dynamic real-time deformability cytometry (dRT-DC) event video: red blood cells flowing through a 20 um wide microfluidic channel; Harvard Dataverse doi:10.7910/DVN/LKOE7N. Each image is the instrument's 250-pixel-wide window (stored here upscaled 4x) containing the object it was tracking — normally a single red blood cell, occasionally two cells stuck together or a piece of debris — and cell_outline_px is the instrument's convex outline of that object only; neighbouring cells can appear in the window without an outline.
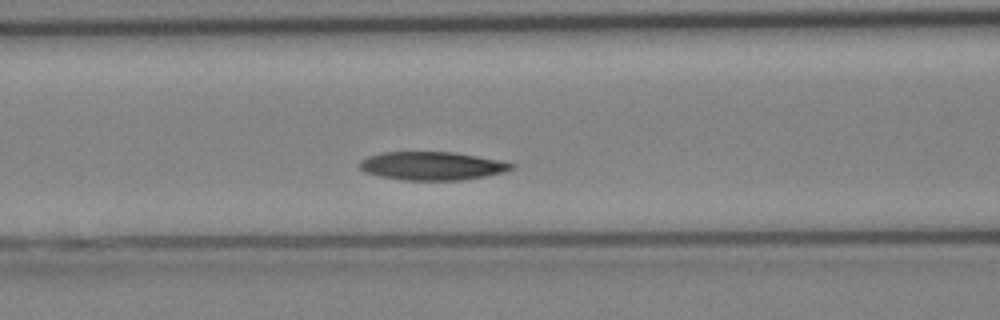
{"species": "Egyptian fruit bat (a non-hibernating species)", "species_latin": "Rousettus aegyptiacus", "temperature_condition": "cold", "stored_images_in_passage": 25, "camera_frame_rate_fps": 3000, "um_per_image_px": 0.085, "animal": {"sex": "female"}, "frame": {"image": 1, "passage_image": 4, "time_ms": 1.0, "image_size_px": [1000, 320], "cell_outline_px": [[516, 164], [512, 168], [504, 172], [484, 176], [460, 180], [404, 180], [380, 176], [364, 172], [360, 168], [360, 160], [368, 156], [380, 152], [452, 152], [476, 156]], "centroid_in_image_um": [36.67, 14.1], "position_along_channel_um": 129.9, "area_um2": 24.85}}